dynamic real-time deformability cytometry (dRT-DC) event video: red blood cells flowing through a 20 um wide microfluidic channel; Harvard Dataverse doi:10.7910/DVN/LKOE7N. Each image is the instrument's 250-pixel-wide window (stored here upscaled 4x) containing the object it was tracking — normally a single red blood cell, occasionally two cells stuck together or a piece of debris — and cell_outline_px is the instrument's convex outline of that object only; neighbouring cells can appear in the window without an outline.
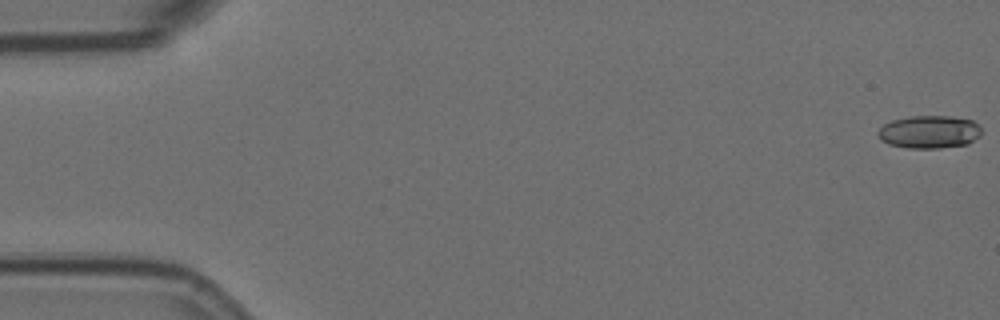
{"species": "Egyptian fruit bat (a non-hibernating species)", "species_latin": "Rousettus aegyptiacus", "temperature_condition": "room temperature", "stored_images_in_passage": 58, "camera_frame_rate_fps": 3000, "um_per_image_px": 0.085, "animal": {"sex": "female"}, "frame": {"image": 1, "passage_image": 1, "time_ms": 0.0, "image_size_px": [1000, 320], "cell_outline_px": [[980, 136], [968, 144], [940, 148], [908, 148], [888, 144], [880, 140], [876, 132], [884, 124], [892, 120], [912, 116], [948, 116], [972, 120], [980, 128]], "centroid_in_image_um": [78.96, 11.22], "position_along_channel_um": 6.0, "area_um2": 19.83}}
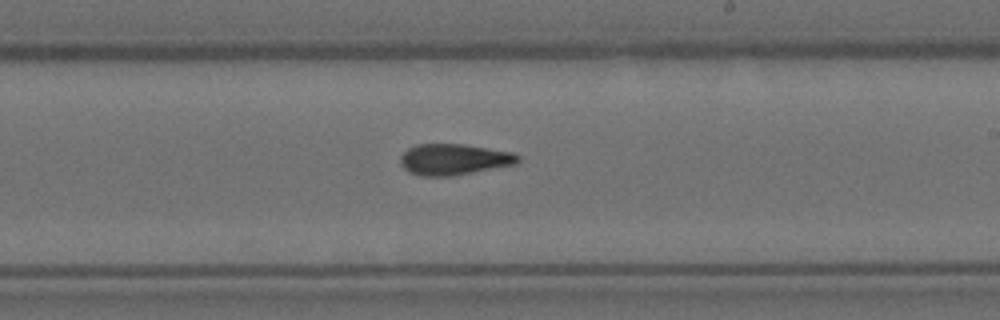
{"frame": {"image": 2, "passage_image": 34, "time_ms": 11.0, "image_size_px": [1000, 320], "cell_outline_px": [[520, 160], [516, 164], [472, 172], [448, 176], [424, 176], [408, 172], [400, 164], [400, 156], [408, 148], [416, 144], [464, 144], [512, 152], [520, 156]], "centroid_in_image_um": [38.56, 13.54], "position_along_channel_um": 250.4, "area_um2": 21.21}}
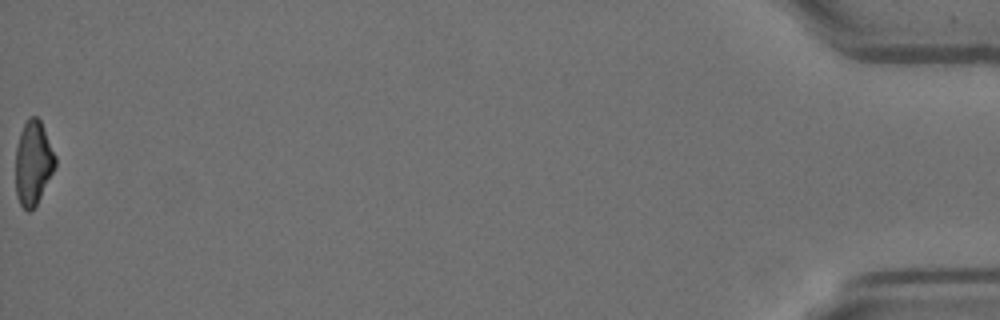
{"frame": {"image": 3, "passage_image": 58, "time_ms": 19.0, "image_size_px": [1000, 320], "cell_outline_px": [[56, 164], [36, 204], [28, 212], [20, 204], [16, 196], [16, 148], [20, 132], [28, 116], [36, 116], [40, 120], [56, 156]], "centroid_in_image_um": [2.8, 13.81], "position_along_channel_um": 432.4, "area_um2": 19.13}, "authors_computed_cell_mechanics": {"area_um2": 20.6346, "velocity_mm_per_s": 3.5763, "shape_relaxation_time_tau1_ms": 9.9948, "shape_relaxation_time_tau2_ms": 4.5027, "deformation_change_tau1": 0.2529, "deformation_change_tau2": 0.1318}}